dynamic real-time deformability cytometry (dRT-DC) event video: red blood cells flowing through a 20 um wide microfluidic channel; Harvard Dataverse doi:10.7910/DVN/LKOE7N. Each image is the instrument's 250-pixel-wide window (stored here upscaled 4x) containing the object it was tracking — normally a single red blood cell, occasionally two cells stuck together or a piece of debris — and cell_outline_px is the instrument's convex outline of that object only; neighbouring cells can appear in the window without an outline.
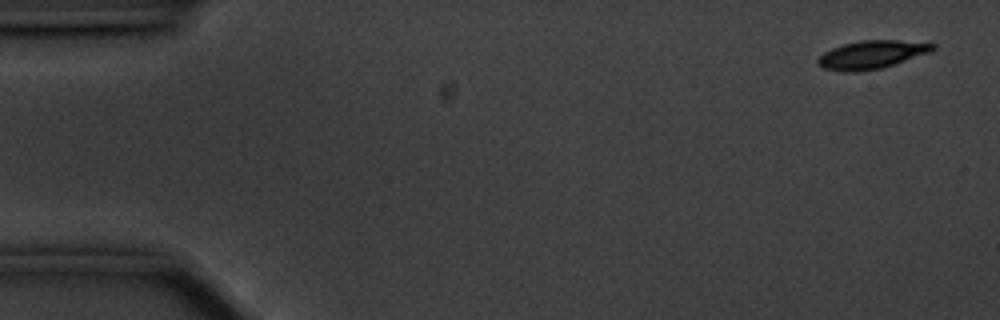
{"species": "common noctule bat (a hibernating species)", "species_latin": "Nyctalus noctula", "temperature_condition": "cold", "stored_images_in_passage": 57, "camera_frame_rate_fps": 3000, "um_per_image_px": 0.085, "animal": {"sex": "male", "body_mass_g": 20.1, "forearm_length_mm": 53.5}, "frame": {"image": 1, "passage_image": 3, "time_ms": 0.667, "image_size_px": [1000, 320], "cell_outline_px": [[936, 48], [932, 52], [880, 68], [856, 72], [840, 72], [820, 68], [816, 64], [816, 60], [824, 52], [832, 48], [844, 44], [860, 40], [896, 40], [936, 44]], "centroid_in_image_um": [74.04, 4.65], "position_along_channel_um": 11.0, "area_um2": 18.96}}
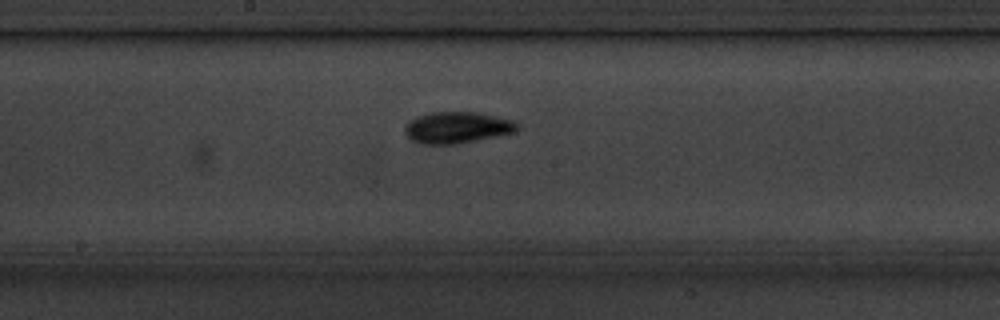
{"frame": {"image": 2, "passage_image": 30, "time_ms": 9.667, "image_size_px": [1000, 320], "cell_outline_px": [[520, 128], [516, 132], [456, 144], [420, 144], [408, 140], [404, 136], [404, 124], [408, 120], [416, 116], [432, 112], [476, 112], [512, 120], [520, 124]], "centroid_in_image_um": [38.78, 10.85], "position_along_channel_um": 209.4, "area_um2": 20.98}}
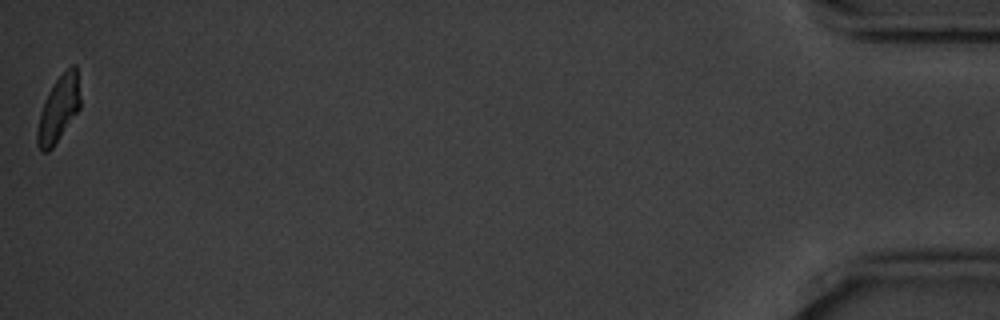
{"frame": {"image": 3, "passage_image": 57, "time_ms": 18.667, "image_size_px": [1000, 320], "cell_outline_px": [[80, 108], [52, 148], [48, 152], [40, 152], [36, 144], [36, 132], [40, 112], [48, 92], [56, 80], [72, 64], [76, 64], [80, 96]], "centroid_in_image_um": [4.96, 9.3], "position_along_channel_um": 430.2, "area_um2": 16.42}, "authors_computed_cell_mechanics": {"area_um2": 18.6694, "velocity_mm_per_s": 3.5227, "shape_relaxation_time_tau1_ms": 2.2643, "shape_relaxation_time_tau2_ms": null, "deformation_change_tau1": 0.1155, "deformation_change_tau2": null}}